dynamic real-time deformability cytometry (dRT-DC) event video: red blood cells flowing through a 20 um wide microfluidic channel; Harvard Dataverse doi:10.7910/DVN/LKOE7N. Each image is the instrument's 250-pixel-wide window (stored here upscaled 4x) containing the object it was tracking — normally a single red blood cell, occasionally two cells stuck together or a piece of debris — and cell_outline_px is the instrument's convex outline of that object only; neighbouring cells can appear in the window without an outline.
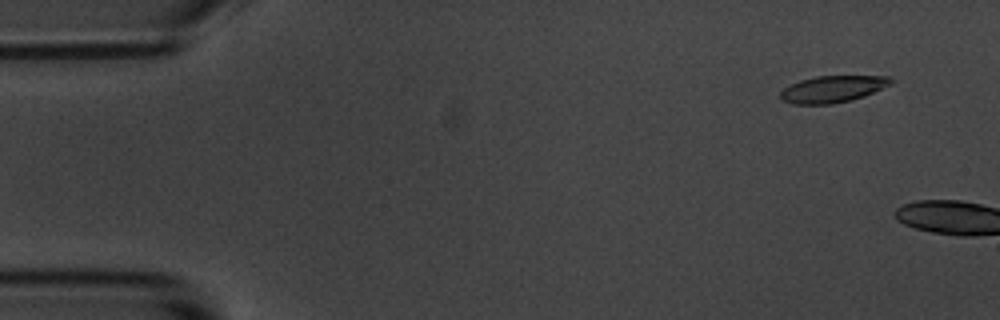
{"species": "common noctule bat (a hibernating species)", "species_latin": "Nyctalus noctula", "temperature_condition": "room temperature", "stored_images_in_passage": 8, "camera_frame_rate_fps": 3000, "um_per_image_px": 0.085, "animal": {"sex": "male", "body_mass_g": 20.1, "forearm_length_mm": 53.5}, "frame": {"image": 1, "passage_image": 5, "time_ms": 1.333, "image_size_px": [1000, 320], "cell_outline_px": [[896, 80], [892, 84], [864, 96], [852, 100], [832, 104], [792, 104], [780, 100], [780, 92], [784, 88], [800, 80], [816, 76], [892, 76]], "centroid_in_image_um": [70.8, 7.57], "position_along_channel_um": 14.2, "area_um2": 17.4}}